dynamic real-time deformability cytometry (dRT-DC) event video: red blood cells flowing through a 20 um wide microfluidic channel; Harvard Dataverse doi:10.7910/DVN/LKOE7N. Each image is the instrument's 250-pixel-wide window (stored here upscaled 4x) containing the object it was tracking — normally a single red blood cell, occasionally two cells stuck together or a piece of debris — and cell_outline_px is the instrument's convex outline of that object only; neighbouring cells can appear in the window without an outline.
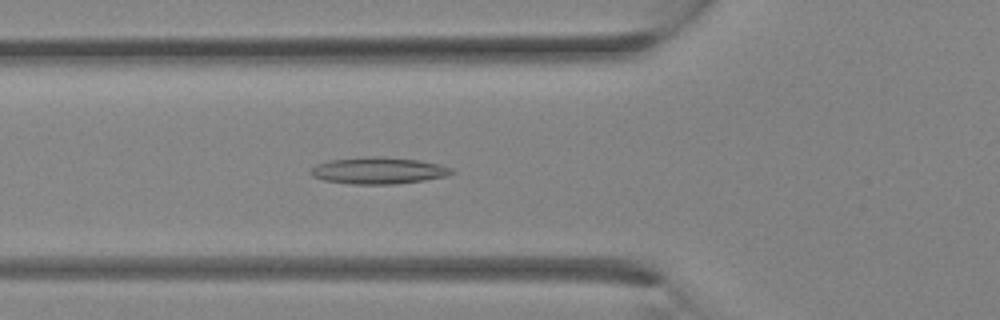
{"species": "Egyptian fruit bat (a non-hibernating species)", "species_latin": "Rousettus aegyptiacus", "temperature_condition": "room temperature", "stored_images_in_passage": 22, "camera_frame_rate_fps": 3000, "um_per_image_px": 0.085, "animal": {"sex": "female"}, "frame": {"image": 1, "passage_image": 12, "time_ms": 3.667, "image_size_px": [1000, 320], "cell_outline_px": [[456, 172], [444, 176], [424, 180], [396, 184], [348, 184], [324, 180], [312, 176], [308, 172], [316, 164], [328, 160], [372, 156], [376, 156], [420, 160], [440, 164], [452, 168]], "centroid_in_image_um": [32.15, 14.5], "position_along_channel_um": 93.7, "area_um2": 22.02}}
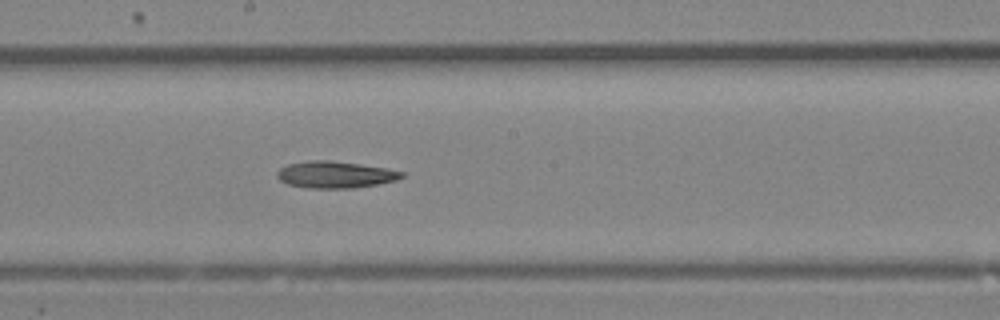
{"frame": {"image": 2, "passage_image": 18, "time_ms": 5.667, "image_size_px": [1000, 320], "cell_outline_px": [[404, 176], [396, 180], [376, 184], [352, 188], [308, 188], [288, 184], [280, 180], [276, 176], [276, 172], [280, 168], [288, 164], [308, 160], [328, 160], [360, 164], [388, 168], [404, 172]], "centroid_in_image_um": [28.48, 14.84], "position_along_channel_um": 219.7, "area_um2": 19.42}}
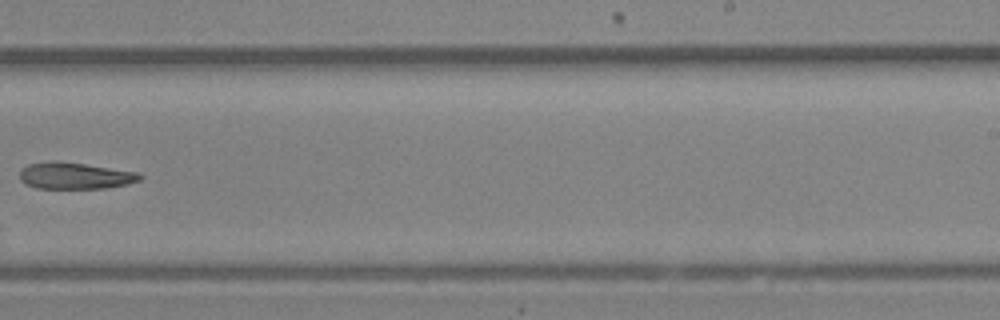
{"frame": {"image": 3, "passage_image": 21, "time_ms": 6.667, "image_size_px": [1000, 320], "cell_outline_px": [[144, 176], [140, 180], [128, 184], [104, 188], [36, 188], [24, 184], [20, 180], [20, 168], [28, 164], [52, 160], [84, 164], [136, 172]], "centroid_in_image_um": [6.32, 14.94], "position_along_channel_um": 282.7, "area_um2": 18.61}}